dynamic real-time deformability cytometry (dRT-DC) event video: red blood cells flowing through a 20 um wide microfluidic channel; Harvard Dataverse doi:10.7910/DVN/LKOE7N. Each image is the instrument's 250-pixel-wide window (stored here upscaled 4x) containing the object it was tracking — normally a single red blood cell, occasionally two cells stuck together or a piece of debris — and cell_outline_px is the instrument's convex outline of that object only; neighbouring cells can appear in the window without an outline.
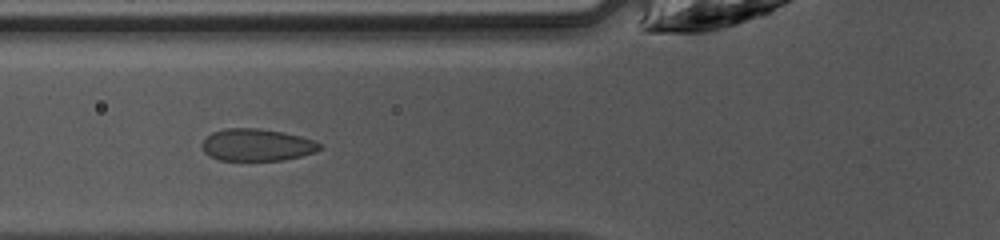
{"species": "common noctule bat (a hibernating species)", "species_latin": "Nyctalus noctula", "temperature_condition": "warm", "stored_images_in_passage": 22, "camera_frame_rate_fps": 3000, "um_per_image_px": 0.085, "animal": {"sex": "female", "body_mass_g": 10.0, "forearm_length_mm": 53.1}, "frame": {"image": 1, "passage_image": 4, "time_ms": 1.0, "image_size_px": [1000, 240], "cell_outline_px": [[320, 148], [316, 152], [284, 160], [220, 160], [208, 156], [204, 152], [200, 144], [212, 132], [224, 128], [260, 128], [300, 136], [312, 140], [320, 144]], "centroid_in_image_um": [21.78, 12.32], "position_along_channel_um": 104.0, "area_um2": 21.96}}